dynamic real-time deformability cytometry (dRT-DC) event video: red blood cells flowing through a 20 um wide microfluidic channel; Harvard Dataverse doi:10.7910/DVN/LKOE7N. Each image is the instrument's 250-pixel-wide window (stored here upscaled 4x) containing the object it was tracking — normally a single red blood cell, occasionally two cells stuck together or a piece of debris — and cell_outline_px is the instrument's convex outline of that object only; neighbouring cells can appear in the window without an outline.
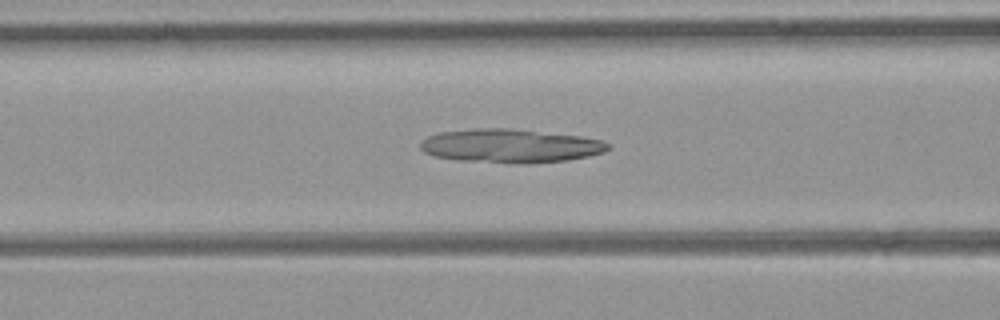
{"species": "common noctule bat (a hibernating species)", "species_latin": "Nyctalus noctula", "temperature_condition": "room temperature", "stored_images_in_passage": 40, "camera_frame_rate_fps": 3000, "um_per_image_px": 0.085, "animal": {"sex": "female", "body_mass_g": 21.9}, "frame": {"image": 1, "passage_image": 11, "time_ms": 3.333, "image_size_px": [1000, 320], "cell_outline_px": [[612, 148], [604, 152], [588, 156], [568, 160], [528, 164], [512, 164], [460, 160], [436, 156], [424, 152], [420, 148], [420, 140], [428, 136], [440, 132], [476, 128], [512, 128], [580, 136], [600, 140], [608, 144]], "centroid_in_image_um": [43.38, 12.4], "position_along_channel_um": 123.2, "area_um2": 37.11}}
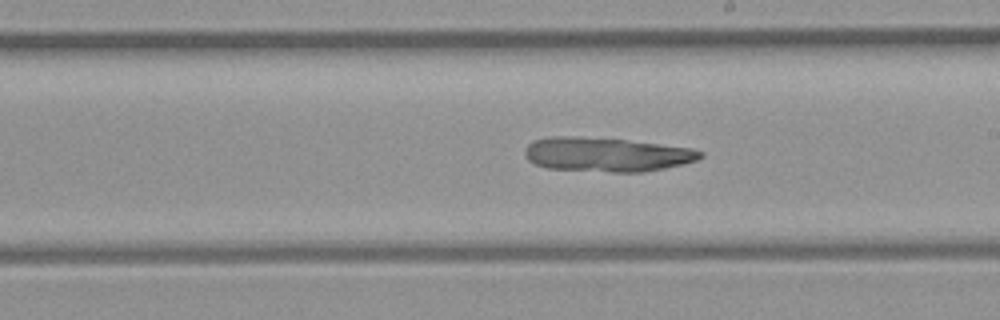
{"frame": {"image": 2, "passage_image": 19, "time_ms": 6.0, "image_size_px": [1000, 320], "cell_outline_px": [[704, 156], [696, 160], [684, 164], [644, 172], [612, 172], [548, 168], [536, 164], [528, 160], [524, 156], [524, 148], [532, 140], [548, 136], [580, 136], [624, 140], [660, 144], [692, 148], [704, 152]], "centroid_in_image_um": [51.53, 13.12], "position_along_channel_um": 237.5, "area_um2": 35.14}}
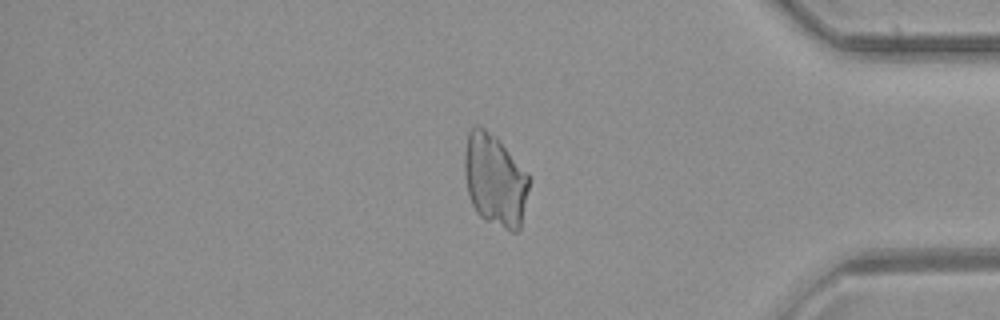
{"frame": {"image": 3, "passage_image": 32, "time_ms": 10.333, "image_size_px": [1000, 320], "cell_outline_px": [[528, 188], [520, 228], [516, 232], [512, 232], [480, 216], [476, 212], [472, 204], [468, 192], [464, 176], [464, 152], [468, 132], [476, 124], [480, 124], [496, 136], [528, 172]], "centroid_in_image_um": [42.04, 15.25], "position_along_channel_um": 393.2, "area_um2": 34.68}}